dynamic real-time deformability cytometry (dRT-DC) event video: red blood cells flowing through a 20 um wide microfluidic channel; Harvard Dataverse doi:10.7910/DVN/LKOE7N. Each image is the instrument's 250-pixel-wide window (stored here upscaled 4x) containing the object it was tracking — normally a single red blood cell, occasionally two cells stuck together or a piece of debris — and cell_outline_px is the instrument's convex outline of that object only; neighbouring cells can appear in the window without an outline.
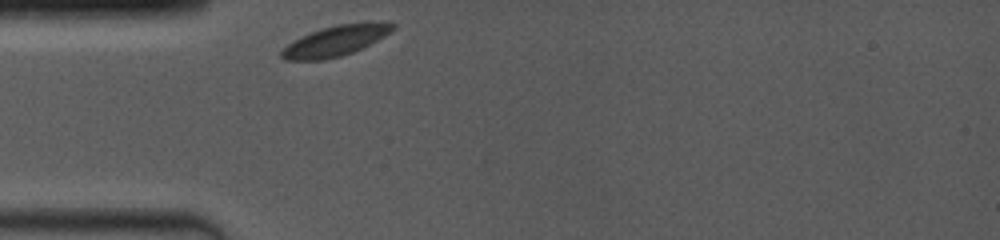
{"species": "common noctule bat (a hibernating species)", "species_latin": "Nyctalus noctula", "temperature_condition": "room temperature", "stored_images_in_passage": 8, "camera_frame_rate_fps": 4000, "um_per_image_px": 0.085, "animal": {"sex": "female", "body_mass_g": 19.0, "forearm_length_mm": 53.3}, "frame": {"image": 1, "passage_image": 1, "time_ms": 0.0, "image_size_px": [1000, 240], "cell_outline_px": [[396, 28], [392, 32], [352, 52], [340, 56], [324, 60], [284, 60], [280, 56], [280, 52], [288, 44], [300, 36], [320, 28], [336, 24], [396, 24]], "centroid_in_image_um": [28.41, 3.5], "position_along_channel_um": 56.6, "area_um2": 19.13}}
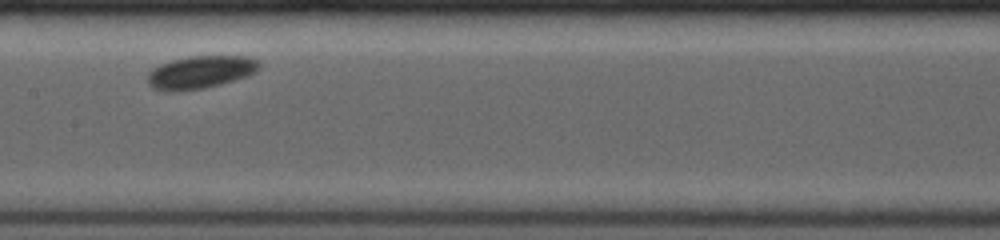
{"frame": {"image": 2, "passage_image": 5, "time_ms": 3.75, "image_size_px": [1000, 240], "cell_outline_px": [[260, 68], [256, 72], [248, 76], [220, 84], [204, 88], [180, 92], [168, 92], [152, 88], [148, 84], [148, 72], [152, 68], [160, 64], [172, 60], [188, 56], [248, 56], [256, 60], [260, 64]], "centroid_in_image_um": [17.01, 6.14], "position_along_channel_um": 190.4, "area_um2": 21.56}}
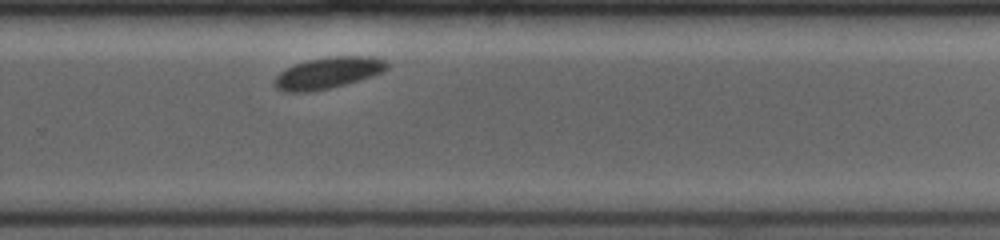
{"frame": {"image": 3, "passage_image": 8, "time_ms": 6.75, "image_size_px": [1000, 240], "cell_outline_px": [[388, 68], [384, 72], [372, 76], [344, 84], [328, 88], [308, 92], [284, 92], [276, 88], [272, 84], [276, 76], [280, 72], [296, 64], [308, 60], [336, 56], [364, 56], [384, 60], [388, 64]], "centroid_in_image_um": [27.85, 6.21], "position_along_channel_um": 301.9, "area_um2": 20.29}}